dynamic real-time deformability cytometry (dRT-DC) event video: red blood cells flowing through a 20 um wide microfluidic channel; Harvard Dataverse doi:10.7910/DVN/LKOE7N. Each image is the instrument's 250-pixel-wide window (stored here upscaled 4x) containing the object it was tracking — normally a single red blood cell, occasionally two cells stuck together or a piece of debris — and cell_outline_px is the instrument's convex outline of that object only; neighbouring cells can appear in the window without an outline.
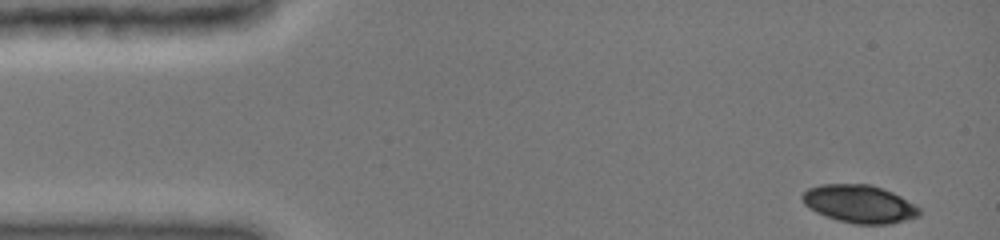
{"species": "common noctule bat (a hibernating species)", "species_latin": "Nyctalus noctula", "temperature_condition": "cold", "stored_images_in_passage": 43, "camera_frame_rate_fps": 3000, "um_per_image_px": 0.085, "animal": {"sex": "female", "body_mass_g": 19.0, "forearm_length_mm": 51.5}, "frame": {"image": 1, "passage_image": 1, "time_ms": 0.0, "image_size_px": [1000, 240], "cell_outline_px": [[920, 216], [888, 224], [856, 224], [836, 220], [824, 216], [808, 208], [804, 204], [800, 196], [808, 188], [820, 184], [872, 184], [892, 192], [900, 196], [920, 208]], "centroid_in_image_um": [73.01, 17.33], "position_along_channel_um": 12.0, "area_um2": 25.95}}
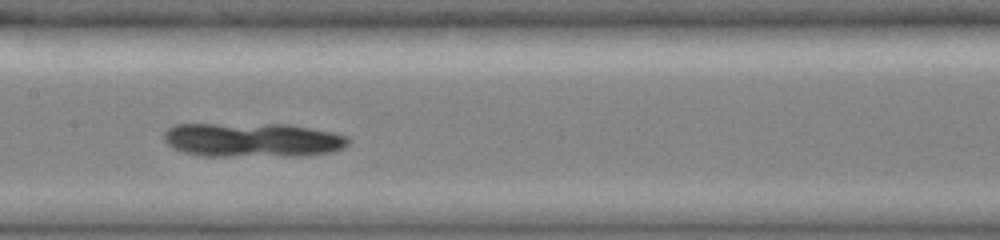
{"frame": {"image": 2, "passage_image": 22, "time_ms": 7.0, "image_size_px": [1000, 240], "cell_outline_px": [[352, 140], [344, 148], [332, 152], [300, 156], [196, 156], [172, 148], [164, 140], [164, 132], [168, 128], [176, 124], [288, 124], [332, 132], [348, 136]], "centroid_in_image_um": [21.48, 11.9], "position_along_channel_um": 185.9, "area_um2": 37.28}}
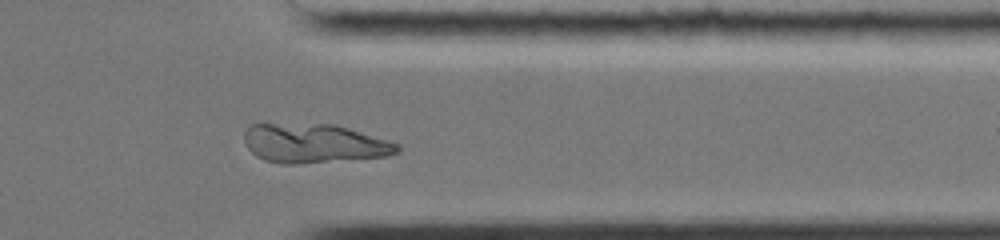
{"frame": {"image": 3, "passage_image": 37, "time_ms": 12.0, "image_size_px": [1000, 240], "cell_outline_px": [[400, 152], [388, 156], [300, 164], [280, 164], [264, 160], [256, 156], [248, 148], [244, 140], [244, 132], [248, 124], [336, 124], [400, 144]], "centroid_in_image_um": [26.69, 12.19], "position_along_channel_um": 384.7, "area_um2": 35.08}}